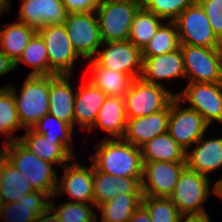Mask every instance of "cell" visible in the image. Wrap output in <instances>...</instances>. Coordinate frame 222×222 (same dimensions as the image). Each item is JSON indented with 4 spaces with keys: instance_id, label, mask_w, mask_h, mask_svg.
<instances>
[{
    "instance_id": "2",
    "label": "cell",
    "mask_w": 222,
    "mask_h": 222,
    "mask_svg": "<svg viewBox=\"0 0 222 222\" xmlns=\"http://www.w3.org/2000/svg\"><path fill=\"white\" fill-rule=\"evenodd\" d=\"M0 154L24 175L36 191L48 193L54 198L58 175L52 163L36 156L19 140L5 144Z\"/></svg>"
},
{
    "instance_id": "30",
    "label": "cell",
    "mask_w": 222,
    "mask_h": 222,
    "mask_svg": "<svg viewBox=\"0 0 222 222\" xmlns=\"http://www.w3.org/2000/svg\"><path fill=\"white\" fill-rule=\"evenodd\" d=\"M142 194H118L109 202L97 206L101 211V222H129L139 207Z\"/></svg>"
},
{
    "instance_id": "36",
    "label": "cell",
    "mask_w": 222,
    "mask_h": 222,
    "mask_svg": "<svg viewBox=\"0 0 222 222\" xmlns=\"http://www.w3.org/2000/svg\"><path fill=\"white\" fill-rule=\"evenodd\" d=\"M50 201V208L60 218L61 222H94L97 220L95 211L88 204L67 202L55 206L53 200Z\"/></svg>"
},
{
    "instance_id": "31",
    "label": "cell",
    "mask_w": 222,
    "mask_h": 222,
    "mask_svg": "<svg viewBox=\"0 0 222 222\" xmlns=\"http://www.w3.org/2000/svg\"><path fill=\"white\" fill-rule=\"evenodd\" d=\"M163 21L141 6L134 15L128 40L142 51Z\"/></svg>"
},
{
    "instance_id": "10",
    "label": "cell",
    "mask_w": 222,
    "mask_h": 222,
    "mask_svg": "<svg viewBox=\"0 0 222 222\" xmlns=\"http://www.w3.org/2000/svg\"><path fill=\"white\" fill-rule=\"evenodd\" d=\"M96 12L69 13L64 23L76 53L85 60L94 58L102 44Z\"/></svg>"
},
{
    "instance_id": "42",
    "label": "cell",
    "mask_w": 222,
    "mask_h": 222,
    "mask_svg": "<svg viewBox=\"0 0 222 222\" xmlns=\"http://www.w3.org/2000/svg\"><path fill=\"white\" fill-rule=\"evenodd\" d=\"M179 222H211L207 212L181 214Z\"/></svg>"
},
{
    "instance_id": "6",
    "label": "cell",
    "mask_w": 222,
    "mask_h": 222,
    "mask_svg": "<svg viewBox=\"0 0 222 222\" xmlns=\"http://www.w3.org/2000/svg\"><path fill=\"white\" fill-rule=\"evenodd\" d=\"M176 95L163 85L147 83L141 78L134 79L124 96L127 118L144 117L160 112Z\"/></svg>"
},
{
    "instance_id": "19",
    "label": "cell",
    "mask_w": 222,
    "mask_h": 222,
    "mask_svg": "<svg viewBox=\"0 0 222 222\" xmlns=\"http://www.w3.org/2000/svg\"><path fill=\"white\" fill-rule=\"evenodd\" d=\"M18 140L32 153L52 164L66 165L65 162L74 159V153L60 139H51L40 135L33 129H27L26 134Z\"/></svg>"
},
{
    "instance_id": "17",
    "label": "cell",
    "mask_w": 222,
    "mask_h": 222,
    "mask_svg": "<svg viewBox=\"0 0 222 222\" xmlns=\"http://www.w3.org/2000/svg\"><path fill=\"white\" fill-rule=\"evenodd\" d=\"M170 104L162 111L144 117L128 118L122 139L141 147L154 137L168 132Z\"/></svg>"
},
{
    "instance_id": "41",
    "label": "cell",
    "mask_w": 222,
    "mask_h": 222,
    "mask_svg": "<svg viewBox=\"0 0 222 222\" xmlns=\"http://www.w3.org/2000/svg\"><path fill=\"white\" fill-rule=\"evenodd\" d=\"M129 222H152V220L147 209L140 204L129 219Z\"/></svg>"
},
{
    "instance_id": "28",
    "label": "cell",
    "mask_w": 222,
    "mask_h": 222,
    "mask_svg": "<svg viewBox=\"0 0 222 222\" xmlns=\"http://www.w3.org/2000/svg\"><path fill=\"white\" fill-rule=\"evenodd\" d=\"M92 76L89 82L99 88L106 96L124 98L133 79L128 75L100 67L93 59L89 60Z\"/></svg>"
},
{
    "instance_id": "20",
    "label": "cell",
    "mask_w": 222,
    "mask_h": 222,
    "mask_svg": "<svg viewBox=\"0 0 222 222\" xmlns=\"http://www.w3.org/2000/svg\"><path fill=\"white\" fill-rule=\"evenodd\" d=\"M70 75H50L49 114L74 128L75 95Z\"/></svg>"
},
{
    "instance_id": "22",
    "label": "cell",
    "mask_w": 222,
    "mask_h": 222,
    "mask_svg": "<svg viewBox=\"0 0 222 222\" xmlns=\"http://www.w3.org/2000/svg\"><path fill=\"white\" fill-rule=\"evenodd\" d=\"M195 147L186 151V167L203 174H208L222 167V137L204 140L203 136Z\"/></svg>"
},
{
    "instance_id": "40",
    "label": "cell",
    "mask_w": 222,
    "mask_h": 222,
    "mask_svg": "<svg viewBox=\"0 0 222 222\" xmlns=\"http://www.w3.org/2000/svg\"><path fill=\"white\" fill-rule=\"evenodd\" d=\"M68 13L95 12L101 0H61Z\"/></svg>"
},
{
    "instance_id": "43",
    "label": "cell",
    "mask_w": 222,
    "mask_h": 222,
    "mask_svg": "<svg viewBox=\"0 0 222 222\" xmlns=\"http://www.w3.org/2000/svg\"><path fill=\"white\" fill-rule=\"evenodd\" d=\"M15 69V63L8 55L0 50V76Z\"/></svg>"
},
{
    "instance_id": "33",
    "label": "cell",
    "mask_w": 222,
    "mask_h": 222,
    "mask_svg": "<svg viewBox=\"0 0 222 222\" xmlns=\"http://www.w3.org/2000/svg\"><path fill=\"white\" fill-rule=\"evenodd\" d=\"M177 25L174 21L162 24L157 32L142 50V57H155L161 54L175 51L179 48Z\"/></svg>"
},
{
    "instance_id": "4",
    "label": "cell",
    "mask_w": 222,
    "mask_h": 222,
    "mask_svg": "<svg viewBox=\"0 0 222 222\" xmlns=\"http://www.w3.org/2000/svg\"><path fill=\"white\" fill-rule=\"evenodd\" d=\"M140 0H101L95 12L103 43L128 40Z\"/></svg>"
},
{
    "instance_id": "15",
    "label": "cell",
    "mask_w": 222,
    "mask_h": 222,
    "mask_svg": "<svg viewBox=\"0 0 222 222\" xmlns=\"http://www.w3.org/2000/svg\"><path fill=\"white\" fill-rule=\"evenodd\" d=\"M63 167L65 172L61 177V182H57L54 197L65 192L73 199L71 202L84 204L89 202L91 207L95 206L93 194L94 166L84 167L75 161L73 164Z\"/></svg>"
},
{
    "instance_id": "5",
    "label": "cell",
    "mask_w": 222,
    "mask_h": 222,
    "mask_svg": "<svg viewBox=\"0 0 222 222\" xmlns=\"http://www.w3.org/2000/svg\"><path fill=\"white\" fill-rule=\"evenodd\" d=\"M210 193L218 196V185L211 191L209 178L185 167L169 196L181 214L203 213Z\"/></svg>"
},
{
    "instance_id": "34",
    "label": "cell",
    "mask_w": 222,
    "mask_h": 222,
    "mask_svg": "<svg viewBox=\"0 0 222 222\" xmlns=\"http://www.w3.org/2000/svg\"><path fill=\"white\" fill-rule=\"evenodd\" d=\"M22 128L19 121L16 102L11 89L7 86L0 88V133L4 134L6 143L18 140L9 136Z\"/></svg>"
},
{
    "instance_id": "11",
    "label": "cell",
    "mask_w": 222,
    "mask_h": 222,
    "mask_svg": "<svg viewBox=\"0 0 222 222\" xmlns=\"http://www.w3.org/2000/svg\"><path fill=\"white\" fill-rule=\"evenodd\" d=\"M180 101L175 97L170 102L168 119L169 135L186 151L205 135L209 125L196 110L181 108Z\"/></svg>"
},
{
    "instance_id": "9",
    "label": "cell",
    "mask_w": 222,
    "mask_h": 222,
    "mask_svg": "<svg viewBox=\"0 0 222 222\" xmlns=\"http://www.w3.org/2000/svg\"><path fill=\"white\" fill-rule=\"evenodd\" d=\"M45 42L50 75H70L75 59L80 57L67 34L64 24L44 26L37 31Z\"/></svg>"
},
{
    "instance_id": "35",
    "label": "cell",
    "mask_w": 222,
    "mask_h": 222,
    "mask_svg": "<svg viewBox=\"0 0 222 222\" xmlns=\"http://www.w3.org/2000/svg\"><path fill=\"white\" fill-rule=\"evenodd\" d=\"M141 204L149 212L152 222H179L181 213L170 198L142 196Z\"/></svg>"
},
{
    "instance_id": "29",
    "label": "cell",
    "mask_w": 222,
    "mask_h": 222,
    "mask_svg": "<svg viewBox=\"0 0 222 222\" xmlns=\"http://www.w3.org/2000/svg\"><path fill=\"white\" fill-rule=\"evenodd\" d=\"M36 32L18 20L6 25V28L0 31V50L16 63Z\"/></svg>"
},
{
    "instance_id": "3",
    "label": "cell",
    "mask_w": 222,
    "mask_h": 222,
    "mask_svg": "<svg viewBox=\"0 0 222 222\" xmlns=\"http://www.w3.org/2000/svg\"><path fill=\"white\" fill-rule=\"evenodd\" d=\"M13 93L22 128L32 129L46 114H49V76H29L24 81L20 94L7 85Z\"/></svg>"
},
{
    "instance_id": "12",
    "label": "cell",
    "mask_w": 222,
    "mask_h": 222,
    "mask_svg": "<svg viewBox=\"0 0 222 222\" xmlns=\"http://www.w3.org/2000/svg\"><path fill=\"white\" fill-rule=\"evenodd\" d=\"M175 97L188 102V108L199 112L209 126L212 121L222 123V83H188Z\"/></svg>"
},
{
    "instance_id": "39",
    "label": "cell",
    "mask_w": 222,
    "mask_h": 222,
    "mask_svg": "<svg viewBox=\"0 0 222 222\" xmlns=\"http://www.w3.org/2000/svg\"><path fill=\"white\" fill-rule=\"evenodd\" d=\"M204 9L214 34L222 42V0H197Z\"/></svg>"
},
{
    "instance_id": "25",
    "label": "cell",
    "mask_w": 222,
    "mask_h": 222,
    "mask_svg": "<svg viewBox=\"0 0 222 222\" xmlns=\"http://www.w3.org/2000/svg\"><path fill=\"white\" fill-rule=\"evenodd\" d=\"M127 119L124 98L107 96L97 114L93 127L89 131L91 132L95 126L113 136L105 138H122Z\"/></svg>"
},
{
    "instance_id": "32",
    "label": "cell",
    "mask_w": 222,
    "mask_h": 222,
    "mask_svg": "<svg viewBox=\"0 0 222 222\" xmlns=\"http://www.w3.org/2000/svg\"><path fill=\"white\" fill-rule=\"evenodd\" d=\"M20 62H24L34 68V70L29 73V76L50 75L46 45L38 32L33 35L23 50L22 55L15 63V69L19 66Z\"/></svg>"
},
{
    "instance_id": "8",
    "label": "cell",
    "mask_w": 222,
    "mask_h": 222,
    "mask_svg": "<svg viewBox=\"0 0 222 222\" xmlns=\"http://www.w3.org/2000/svg\"><path fill=\"white\" fill-rule=\"evenodd\" d=\"M180 44L221 49L222 42L214 34L204 9L196 1L174 21Z\"/></svg>"
},
{
    "instance_id": "44",
    "label": "cell",
    "mask_w": 222,
    "mask_h": 222,
    "mask_svg": "<svg viewBox=\"0 0 222 222\" xmlns=\"http://www.w3.org/2000/svg\"><path fill=\"white\" fill-rule=\"evenodd\" d=\"M34 222H61V220L49 207L45 212L37 216Z\"/></svg>"
},
{
    "instance_id": "24",
    "label": "cell",
    "mask_w": 222,
    "mask_h": 222,
    "mask_svg": "<svg viewBox=\"0 0 222 222\" xmlns=\"http://www.w3.org/2000/svg\"><path fill=\"white\" fill-rule=\"evenodd\" d=\"M106 95L89 81L76 91L74 104V125L81 128L93 127L97 114L106 99Z\"/></svg>"
},
{
    "instance_id": "37",
    "label": "cell",
    "mask_w": 222,
    "mask_h": 222,
    "mask_svg": "<svg viewBox=\"0 0 222 222\" xmlns=\"http://www.w3.org/2000/svg\"><path fill=\"white\" fill-rule=\"evenodd\" d=\"M51 122L54 124L56 122V126H58L57 130L51 127L53 124ZM32 129L38 134L44 135L45 137H49L51 139H60L72 151L70 144L73 141L74 128L67 122L62 121L53 115L46 114Z\"/></svg>"
},
{
    "instance_id": "18",
    "label": "cell",
    "mask_w": 222,
    "mask_h": 222,
    "mask_svg": "<svg viewBox=\"0 0 222 222\" xmlns=\"http://www.w3.org/2000/svg\"><path fill=\"white\" fill-rule=\"evenodd\" d=\"M140 78L151 84L162 85L159 80L186 77L180 47L172 52L155 57H142Z\"/></svg>"
},
{
    "instance_id": "45",
    "label": "cell",
    "mask_w": 222,
    "mask_h": 222,
    "mask_svg": "<svg viewBox=\"0 0 222 222\" xmlns=\"http://www.w3.org/2000/svg\"><path fill=\"white\" fill-rule=\"evenodd\" d=\"M10 0H0V14L8 11L11 7Z\"/></svg>"
},
{
    "instance_id": "26",
    "label": "cell",
    "mask_w": 222,
    "mask_h": 222,
    "mask_svg": "<svg viewBox=\"0 0 222 222\" xmlns=\"http://www.w3.org/2000/svg\"><path fill=\"white\" fill-rule=\"evenodd\" d=\"M36 191L24 175L0 154V196L2 204L18 202Z\"/></svg>"
},
{
    "instance_id": "46",
    "label": "cell",
    "mask_w": 222,
    "mask_h": 222,
    "mask_svg": "<svg viewBox=\"0 0 222 222\" xmlns=\"http://www.w3.org/2000/svg\"><path fill=\"white\" fill-rule=\"evenodd\" d=\"M216 184L218 185V196L222 199V178L218 180Z\"/></svg>"
},
{
    "instance_id": "14",
    "label": "cell",
    "mask_w": 222,
    "mask_h": 222,
    "mask_svg": "<svg viewBox=\"0 0 222 222\" xmlns=\"http://www.w3.org/2000/svg\"><path fill=\"white\" fill-rule=\"evenodd\" d=\"M185 167V162L155 161L143 163L142 196L169 198L180 173Z\"/></svg>"
},
{
    "instance_id": "23",
    "label": "cell",
    "mask_w": 222,
    "mask_h": 222,
    "mask_svg": "<svg viewBox=\"0 0 222 222\" xmlns=\"http://www.w3.org/2000/svg\"><path fill=\"white\" fill-rule=\"evenodd\" d=\"M94 205L97 207L118 194H142L141 182L135 177H116L97 171L93 176Z\"/></svg>"
},
{
    "instance_id": "13",
    "label": "cell",
    "mask_w": 222,
    "mask_h": 222,
    "mask_svg": "<svg viewBox=\"0 0 222 222\" xmlns=\"http://www.w3.org/2000/svg\"><path fill=\"white\" fill-rule=\"evenodd\" d=\"M107 48L97 51L93 60L106 69L128 74L133 80L142 74V51L129 40L106 42Z\"/></svg>"
},
{
    "instance_id": "21",
    "label": "cell",
    "mask_w": 222,
    "mask_h": 222,
    "mask_svg": "<svg viewBox=\"0 0 222 222\" xmlns=\"http://www.w3.org/2000/svg\"><path fill=\"white\" fill-rule=\"evenodd\" d=\"M51 196L42 191H34L24 195L22 200L2 204L0 207V217L5 222H34L37 216L45 212L50 207Z\"/></svg>"
},
{
    "instance_id": "38",
    "label": "cell",
    "mask_w": 222,
    "mask_h": 222,
    "mask_svg": "<svg viewBox=\"0 0 222 222\" xmlns=\"http://www.w3.org/2000/svg\"><path fill=\"white\" fill-rule=\"evenodd\" d=\"M197 0H142V6L162 20L175 21L177 17Z\"/></svg>"
},
{
    "instance_id": "16",
    "label": "cell",
    "mask_w": 222,
    "mask_h": 222,
    "mask_svg": "<svg viewBox=\"0 0 222 222\" xmlns=\"http://www.w3.org/2000/svg\"><path fill=\"white\" fill-rule=\"evenodd\" d=\"M68 14L61 0H22L18 22L38 31L44 26L64 24Z\"/></svg>"
},
{
    "instance_id": "7",
    "label": "cell",
    "mask_w": 222,
    "mask_h": 222,
    "mask_svg": "<svg viewBox=\"0 0 222 222\" xmlns=\"http://www.w3.org/2000/svg\"><path fill=\"white\" fill-rule=\"evenodd\" d=\"M188 83H222V49L180 44Z\"/></svg>"
},
{
    "instance_id": "1",
    "label": "cell",
    "mask_w": 222,
    "mask_h": 222,
    "mask_svg": "<svg viewBox=\"0 0 222 222\" xmlns=\"http://www.w3.org/2000/svg\"><path fill=\"white\" fill-rule=\"evenodd\" d=\"M91 156L97 171L116 177H135L140 182L143 176L141 149L122 138H105L97 145Z\"/></svg>"
},
{
    "instance_id": "27",
    "label": "cell",
    "mask_w": 222,
    "mask_h": 222,
    "mask_svg": "<svg viewBox=\"0 0 222 222\" xmlns=\"http://www.w3.org/2000/svg\"><path fill=\"white\" fill-rule=\"evenodd\" d=\"M142 161L186 162V150L168 132L158 135L140 147Z\"/></svg>"
}]
</instances>
